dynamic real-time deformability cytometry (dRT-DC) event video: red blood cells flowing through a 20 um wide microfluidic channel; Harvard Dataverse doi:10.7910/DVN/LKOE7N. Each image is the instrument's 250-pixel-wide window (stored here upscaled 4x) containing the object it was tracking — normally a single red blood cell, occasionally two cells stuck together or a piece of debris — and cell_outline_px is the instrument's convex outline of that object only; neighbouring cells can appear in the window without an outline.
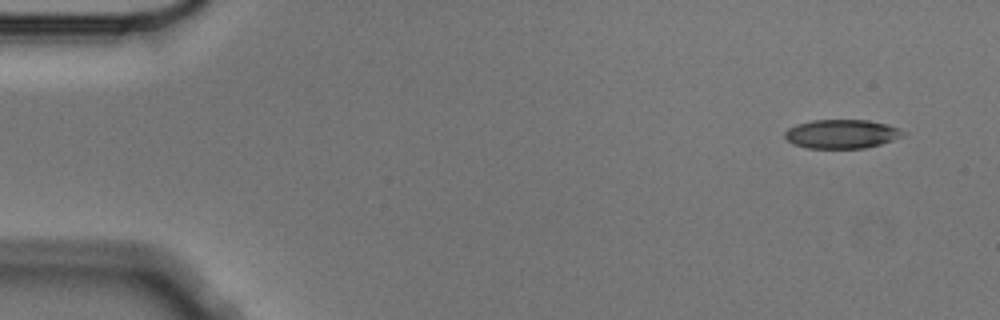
{"species": "Egyptian fruit bat (a non-hibernating species)", "species_latin": "Rousettus aegyptiacus", "temperature_condition": "cold", "stored_images_in_passage": 6, "camera_frame_rate_fps": 3000, "um_per_image_px": 0.085, "animal": {"sex": "male"}, "frame": {"image": 1, "passage_image": 1, "time_ms": 0.0, "image_size_px": [1000, 320], "cell_outline_px": [[904, 132], [900, 136], [892, 140], [880, 144], [864, 148], [808, 148], [792, 144], [784, 136], [784, 132], [788, 128], [796, 124], [812, 120], [868, 120], [888, 124], [900, 128]], "centroid_in_image_um": [71.5, 11.38], "position_along_channel_um": 13.5, "area_um2": 19.88}}
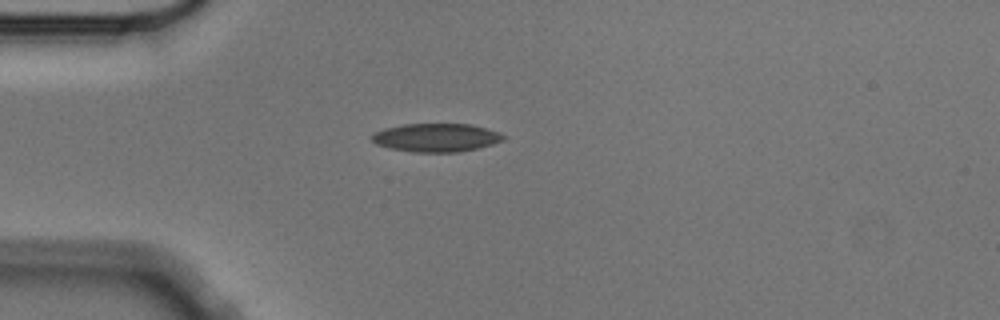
{"frame": {"image": 2, "passage_image": 4, "time_ms": 1.0, "image_size_px": [1000, 320], "cell_outline_px": [[508, 136], [504, 140], [492, 144], [460, 152], [412, 152], [388, 148], [376, 144], [372, 140], [372, 136], [376, 132], [384, 128], [404, 124], [472, 124]], "centroid_in_image_um": [37.07, 11.7], "position_along_channel_um": 47.9, "area_um2": 21.68}}
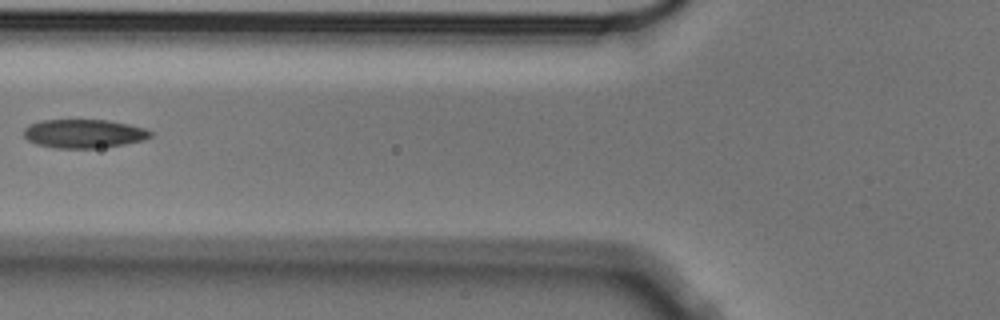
{"frame": {"image": 3, "passage_image": 6, "time_ms": 1.667, "image_size_px": [1000, 320], "cell_outline_px": [[152, 136], [144, 140], [124, 144], [100, 148], [52, 148], [36, 144], [28, 140], [24, 136], [24, 128], [40, 120], [108, 120], [128, 124], [144, 128], [152, 132]], "centroid_in_image_um": [7.13, 11.36], "position_along_channel_um": 118.7, "area_um2": 21.21}}